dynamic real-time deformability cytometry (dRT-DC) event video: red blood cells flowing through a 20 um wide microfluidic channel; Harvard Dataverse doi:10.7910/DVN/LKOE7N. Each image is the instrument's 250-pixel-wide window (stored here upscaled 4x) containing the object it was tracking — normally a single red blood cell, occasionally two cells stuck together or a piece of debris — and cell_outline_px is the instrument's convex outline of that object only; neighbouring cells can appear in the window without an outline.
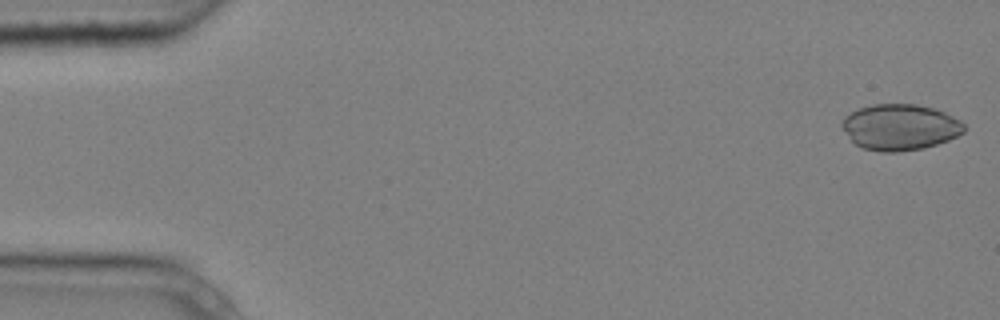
{"species": "common noctule bat (a hibernating species)", "species_latin": "Nyctalus noctula", "temperature_condition": "cold", "stored_images_in_passage": 4, "camera_frame_rate_fps": 3000, "um_per_image_px": 0.085, "animal": {"sex": "male", "body_mass_g": 20.4}, "frame": {"image": 1, "passage_image": 1, "time_ms": 0.0, "image_size_px": [1000, 320], "cell_outline_px": [[968, 128], [964, 132], [948, 140], [924, 148], [896, 152], [880, 152], [864, 148], [856, 144], [852, 140], [840, 124], [844, 116], [860, 108], [872, 104], [916, 104], [932, 108], [944, 112], [960, 120]], "centroid_in_image_um": [76.52, 10.8], "position_along_channel_um": 8.5, "area_um2": 32.66}}